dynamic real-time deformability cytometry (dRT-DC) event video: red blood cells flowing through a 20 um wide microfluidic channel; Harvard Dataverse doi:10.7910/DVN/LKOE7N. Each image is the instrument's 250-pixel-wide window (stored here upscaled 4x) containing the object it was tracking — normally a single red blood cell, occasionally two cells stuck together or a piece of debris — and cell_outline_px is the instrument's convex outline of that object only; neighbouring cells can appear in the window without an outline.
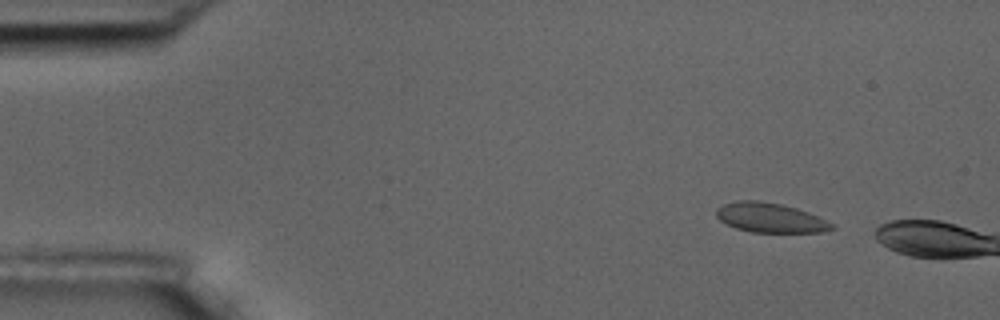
{"species": "common noctule bat (a hibernating species)", "species_latin": "Nyctalus noctula", "temperature_condition": "room temperature", "stored_images_in_passage": 4, "camera_frame_rate_fps": 3000, "um_per_image_px": 0.085, "animal": {"sex": "male", "body_mass_g": 17.5, "forearm_length_mm": 52.3}, "frame": {"image": 1, "passage_image": 1, "time_ms": 0.0, "image_size_px": [1000, 320], "cell_outline_px": [[836, 228], [820, 232], [752, 232], [736, 228], [720, 220], [716, 216], [716, 208], [724, 204], [736, 200], [756, 200], [780, 204], [796, 208], [808, 212], [836, 224]], "centroid_in_image_um": [65.48, 18.5], "position_along_channel_um": 19.5, "area_um2": 19.88}}